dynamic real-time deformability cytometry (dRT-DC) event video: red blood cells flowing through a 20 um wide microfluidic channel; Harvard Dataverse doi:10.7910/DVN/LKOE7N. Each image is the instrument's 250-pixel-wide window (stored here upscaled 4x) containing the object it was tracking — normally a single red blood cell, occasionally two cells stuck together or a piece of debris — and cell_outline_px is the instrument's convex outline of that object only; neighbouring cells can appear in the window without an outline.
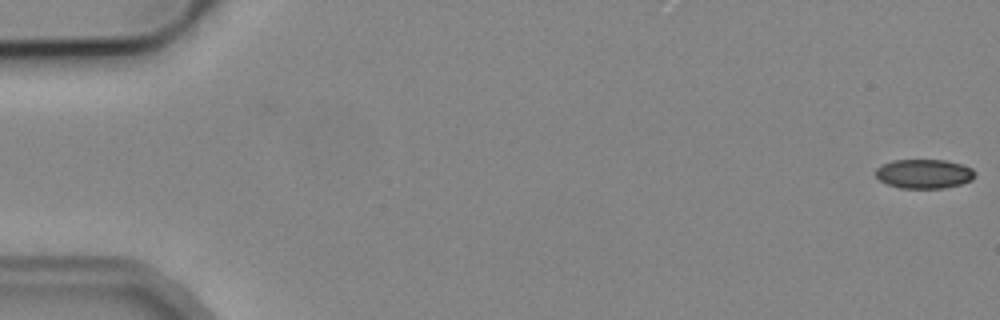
{"species": "common noctule bat (a hibernating species)", "species_latin": "Nyctalus noctula", "temperature_condition": "cold", "stored_images_in_passage": 7, "camera_frame_rate_fps": 3000, "um_per_image_px": 0.085, "animal": {"sex": "male", "body_mass_g": 19.2, "forearm_length_mm": 51.8}, "frame": {"image": 1, "passage_image": 1, "time_ms": 0.0, "image_size_px": [1000, 320], "cell_outline_px": [[976, 176], [972, 180], [960, 184], [944, 188], [900, 188], [888, 184], [880, 180], [876, 176], [876, 168], [892, 160], [944, 160], [964, 164], [972, 168], [976, 172]], "centroid_in_image_um": [78.59, 14.77], "position_along_channel_um": 6.4, "area_um2": 16.99}}
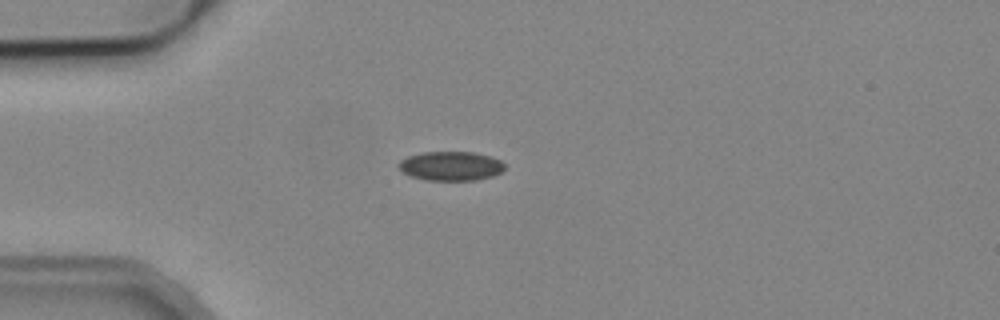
{"frame": {"image": 2, "passage_image": 5, "time_ms": 4.667, "image_size_px": [1000, 320], "cell_outline_px": [[504, 168], [500, 172], [492, 176], [476, 180], [428, 180], [412, 176], [404, 172], [396, 164], [400, 160], [408, 156], [424, 152], [472, 152], [488, 156], [500, 160], [504, 164]], "centroid_in_image_um": [38.3, 14.11], "position_along_channel_um": 46.7, "area_um2": 17.8}}
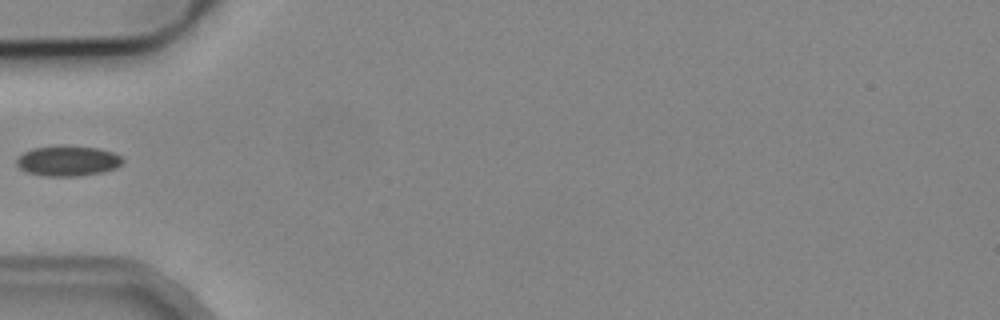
{"frame": {"image": 3, "passage_image": 6, "time_ms": 6.0, "image_size_px": [1000, 320], "cell_outline_px": [[124, 160], [116, 168], [100, 172], [80, 176], [44, 176], [28, 172], [20, 168], [16, 164], [16, 160], [24, 152], [32, 148], [96, 148], [112, 152], [120, 156]], "centroid_in_image_um": [5.76, 13.72], "position_along_channel_um": 79.2, "area_um2": 17.86}}